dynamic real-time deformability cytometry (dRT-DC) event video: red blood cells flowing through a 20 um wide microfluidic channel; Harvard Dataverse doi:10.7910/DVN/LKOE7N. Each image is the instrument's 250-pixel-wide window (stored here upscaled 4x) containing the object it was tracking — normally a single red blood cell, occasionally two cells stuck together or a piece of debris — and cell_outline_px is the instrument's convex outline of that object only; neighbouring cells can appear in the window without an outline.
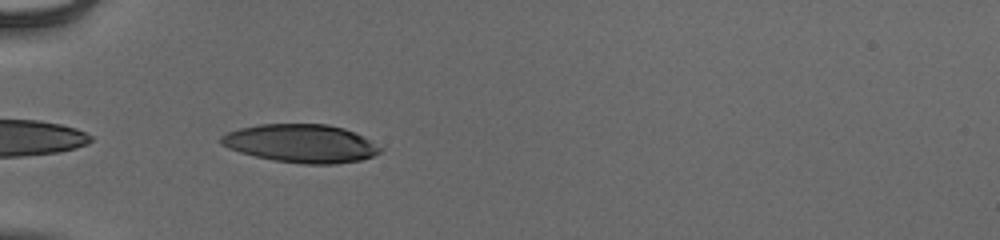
{"species": "human", "species_latin": "Homo sapiens", "temperature_condition": "cold", "stored_images_in_passage": 37, "camera_frame_rate_fps": 3000, "um_per_image_px": 0.085, "donor": {"sex": "male"}, "frame": {"image": 1, "passage_image": 2, "time_ms": 0.333, "image_size_px": [1000, 240], "cell_outline_px": [[384, 148], [380, 152], [372, 156], [360, 160], [336, 164], [304, 164], [276, 160], [256, 156], [240, 152], [228, 148], [220, 144], [220, 136], [228, 132], [240, 128], [260, 124], [328, 124], [344, 128]], "centroid_in_image_um": [25.57, 12.19], "position_along_channel_um": 59.4, "area_um2": 35.2}}
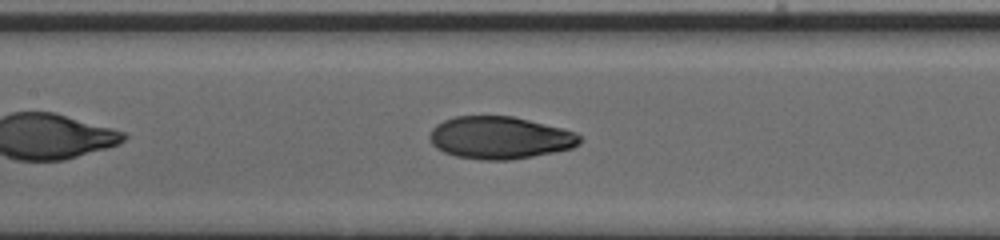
{"frame": {"image": 2, "passage_image": 11, "time_ms": 3.333, "image_size_px": [1000, 240], "cell_outline_px": [[584, 140], [580, 144], [572, 148], [512, 160], [484, 160], [456, 156], [444, 152], [436, 148], [432, 144], [428, 136], [432, 128], [436, 124], [444, 120], [456, 116], [512, 116], [564, 128], [576, 132]], "centroid_in_image_um": [42.5, 11.7], "position_along_channel_um": 164.9, "area_um2": 37.28}}
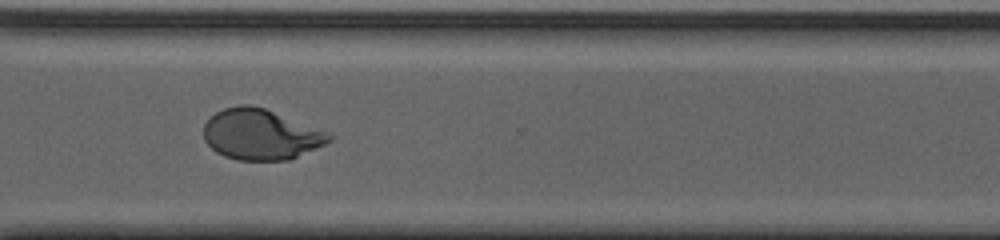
{"frame": {"image": 3, "passage_image": 25, "time_ms": 8.0, "image_size_px": [1000, 240], "cell_outline_px": [[332, 140], [324, 144], [288, 160], [236, 160], [224, 156], [216, 152], [204, 140], [204, 124], [216, 112], [224, 108], [240, 104], [252, 104], [264, 108], [324, 132], [332, 136]], "centroid_in_image_um": [22.08, 11.43], "position_along_channel_um": 348.5, "area_um2": 36.3}, "authors_computed_cell_mechanics": {"area_um2": 37.1654, "velocity_mm_per_s": 3.9365, "shape_relaxation_time_tau1_ms": 4.1337, "shape_relaxation_time_tau2_ms": 1.1052, "deformation_change_tau1": 0.2106, "deformation_change_tau2": 0.0565}}